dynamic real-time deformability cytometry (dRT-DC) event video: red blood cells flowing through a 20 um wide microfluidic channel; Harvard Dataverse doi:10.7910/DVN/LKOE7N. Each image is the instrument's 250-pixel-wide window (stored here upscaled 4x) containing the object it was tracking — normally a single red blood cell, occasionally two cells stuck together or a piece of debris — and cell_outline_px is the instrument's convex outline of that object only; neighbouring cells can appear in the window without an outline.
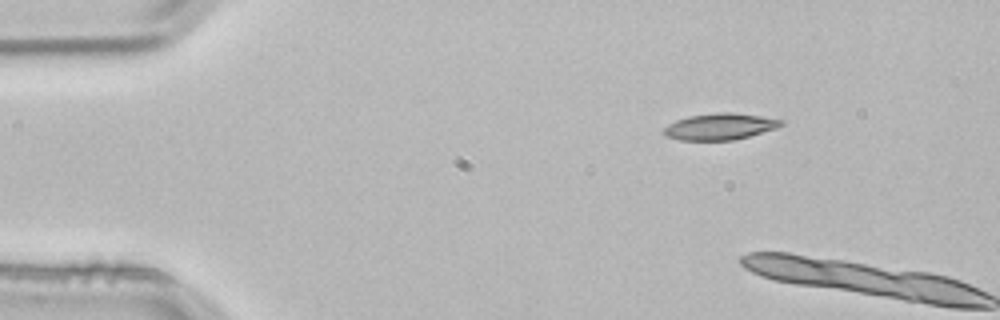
{"species": "common noctule bat (a hibernating species)", "species_latin": "Nyctalus noctula", "temperature_condition": "room temperature", "stored_images_in_passage": 4, "segment_of_instrument_passage": [2, 2], "camera_frame_rate_fps": 3000, "um_per_image_px": 0.085, "animal": {"sex": "male", "body_mass_g": 21.5, "forearm_length_mm": 52.0}, "frame": {"image": 1, "passage_image": 4, "time_ms": 1.0, "image_size_px": [1000, 320], "cell_outline_px": [[784, 124], [776, 128], [748, 136], [732, 140], [680, 140], [664, 136], [664, 128], [668, 124], [676, 120], [688, 116], [720, 112], [728, 112], [760, 116], [784, 120]], "centroid_in_image_um": [61.17, 10.76], "position_along_channel_um": 23.8, "area_um2": 17.92}}